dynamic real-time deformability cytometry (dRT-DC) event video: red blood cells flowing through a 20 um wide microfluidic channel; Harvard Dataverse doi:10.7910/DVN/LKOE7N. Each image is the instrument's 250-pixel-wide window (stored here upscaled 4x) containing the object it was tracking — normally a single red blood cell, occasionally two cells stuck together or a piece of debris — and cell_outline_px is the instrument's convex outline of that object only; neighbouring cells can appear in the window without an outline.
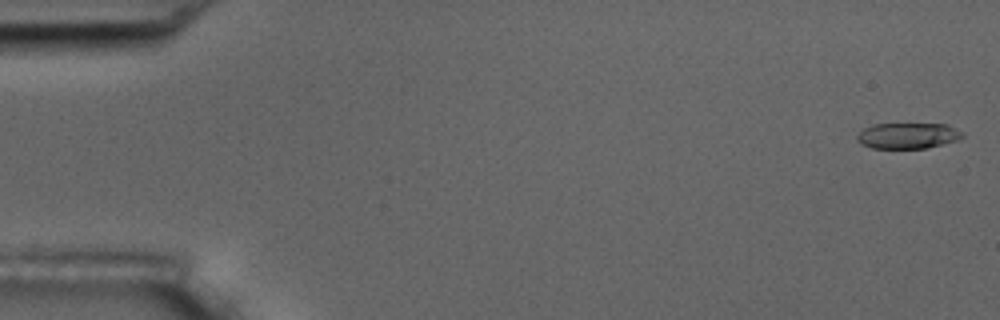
{"species": "common noctule bat (a hibernating species)", "species_latin": "Nyctalus noctula", "temperature_condition": "room temperature", "stored_images_in_passage": 17, "camera_frame_rate_fps": 3000, "um_per_image_px": 0.085, "animal": {"sex": "male", "body_mass_g": 17.5, "forearm_length_mm": 52.3}, "frame": {"image": 1, "passage_image": 1, "time_ms": 0.0, "image_size_px": [1000, 320], "cell_outline_px": [[964, 136], [956, 140], [924, 148], [872, 148], [860, 144], [856, 140], [856, 136], [864, 128], [872, 124], [948, 124], [964, 132]], "centroid_in_image_um": [77.14, 11.52], "position_along_channel_um": 7.9, "area_um2": 15.84}}
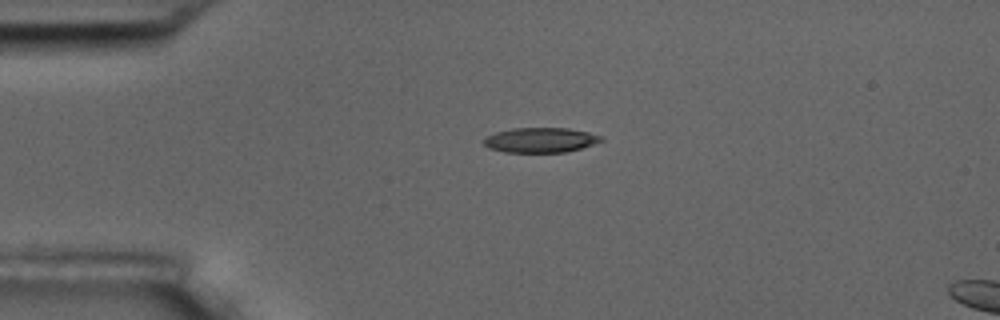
{"frame": {"image": 2, "passage_image": 13, "time_ms": 4.0, "image_size_px": [1000, 320], "cell_outline_px": [[604, 140], [580, 148], [564, 152], [504, 152], [488, 148], [484, 144], [484, 136], [496, 132], [512, 128], [568, 128], [588, 132], [604, 136]], "centroid_in_image_um": [45.92, 11.9], "position_along_channel_um": 39.1, "area_um2": 17.05}}